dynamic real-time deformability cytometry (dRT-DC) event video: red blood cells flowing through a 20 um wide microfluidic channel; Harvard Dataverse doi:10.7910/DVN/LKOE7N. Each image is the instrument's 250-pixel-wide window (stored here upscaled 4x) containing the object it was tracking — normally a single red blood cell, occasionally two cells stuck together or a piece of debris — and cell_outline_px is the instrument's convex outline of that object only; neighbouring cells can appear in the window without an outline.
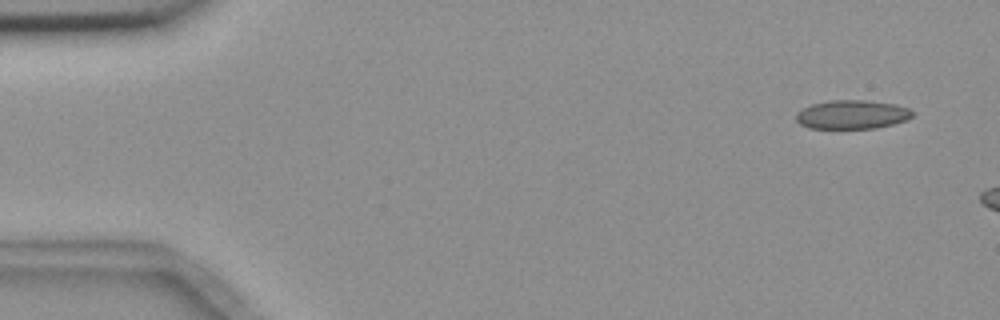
{"species": "common noctule bat (a hibernating species)", "species_latin": "Nyctalus noctula", "temperature_condition": "room temperature", "stored_images_in_passage": 5, "camera_frame_rate_fps": 3000, "um_per_image_px": 0.085, "animal": {"sex": "female", "body_mass_g": 18.4}, "frame": {"image": 1, "passage_image": 1, "time_ms": 0.0, "image_size_px": [1000, 320], "cell_outline_px": [[912, 116], [908, 120], [876, 128], [808, 128], [800, 124], [796, 120], [796, 112], [812, 104], [828, 100], [864, 100], [896, 104], [908, 108], [912, 112]], "centroid_in_image_um": [72.41, 9.73], "position_along_channel_um": 12.6, "area_um2": 19.54}}